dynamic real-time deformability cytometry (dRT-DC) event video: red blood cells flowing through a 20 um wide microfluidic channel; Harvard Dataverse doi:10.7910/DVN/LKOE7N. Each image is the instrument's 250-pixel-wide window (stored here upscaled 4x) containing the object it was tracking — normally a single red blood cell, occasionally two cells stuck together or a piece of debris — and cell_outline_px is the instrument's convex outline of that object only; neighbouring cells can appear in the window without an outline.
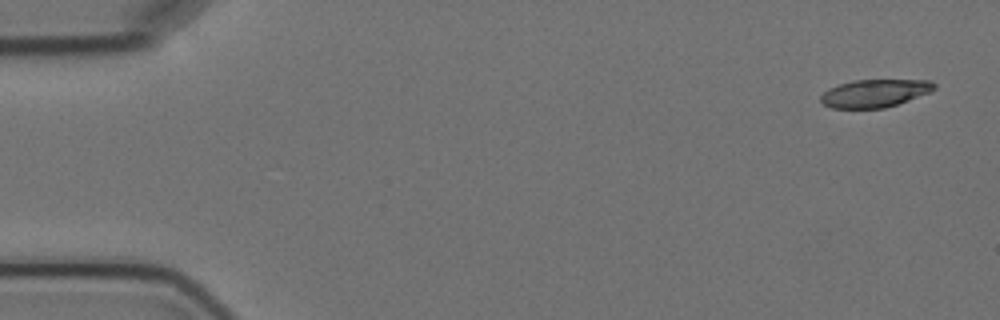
{"species": "Egyptian fruit bat (a non-hibernating species)", "species_latin": "Rousettus aegyptiacus", "temperature_condition": "cold", "stored_images_in_passage": 4, "camera_frame_rate_fps": 3000, "um_per_image_px": 0.085, "animal": {"sex": "female"}, "frame": {"image": 1, "passage_image": 1, "time_ms": 0.0, "image_size_px": [1000, 320], "cell_outline_px": [[936, 88], [928, 92], [908, 100], [884, 108], [832, 108], [824, 104], [820, 100], [820, 96], [828, 88], [852, 80], [932, 80], [936, 84]], "centroid_in_image_um": [74.33, 7.92], "position_along_channel_um": 10.7, "area_um2": 18.26}}
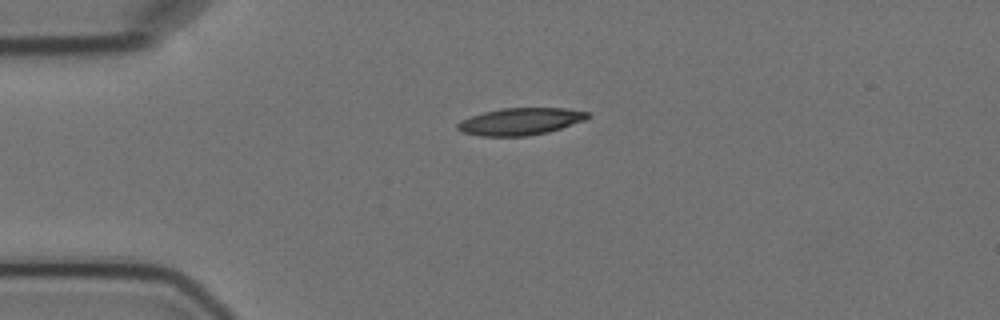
{"frame": {"image": 2, "passage_image": 4, "time_ms": 3.667, "image_size_px": [1000, 320], "cell_outline_px": [[588, 116], [584, 120], [548, 132], [528, 136], [480, 136], [460, 132], [456, 128], [456, 124], [460, 120], [484, 112], [500, 108], [564, 108], [588, 112]], "centroid_in_image_um": [44.16, 10.33], "position_along_channel_um": 40.8, "area_um2": 20.46}}